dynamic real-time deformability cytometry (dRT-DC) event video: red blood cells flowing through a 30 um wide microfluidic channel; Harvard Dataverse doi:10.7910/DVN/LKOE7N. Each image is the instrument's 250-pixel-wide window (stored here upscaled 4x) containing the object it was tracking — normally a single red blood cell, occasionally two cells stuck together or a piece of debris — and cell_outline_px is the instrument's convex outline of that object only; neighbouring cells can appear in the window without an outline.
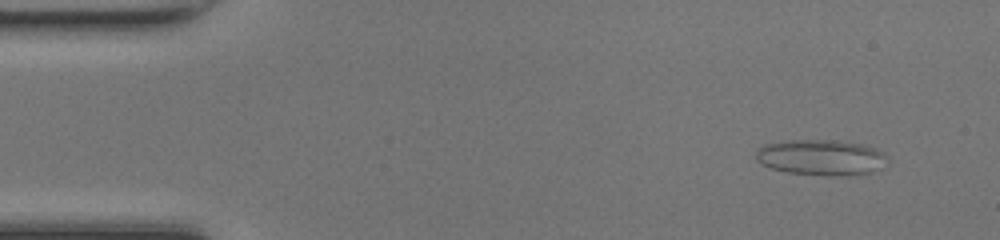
{"species": "common noctule bat (a hibernating species)", "species_latin": "Nyctalus noctula", "temperature_condition": "room temperature", "stored_images_in_passage": 48, "camera_frame_rate_fps": 3000, "um_per_image_px": 0.085, "animal": {"sex": "female", "body_mass_g": 17.0, "forearm_length_mm": 48.0}, "frame": {"image": 1, "passage_image": 4, "time_ms": 1.0, "image_size_px": [1000, 240], "cell_outline_px": [[888, 164], [884, 168], [860, 176], [824, 176], [788, 172], [772, 168], [760, 164], [756, 160], [756, 152], [764, 144], [784, 140], [840, 140], [860, 144], [876, 148], [884, 152], [888, 156]], "centroid_in_image_um": [69.88, 13.4], "position_along_channel_um": 15.1, "area_um2": 28.15}}
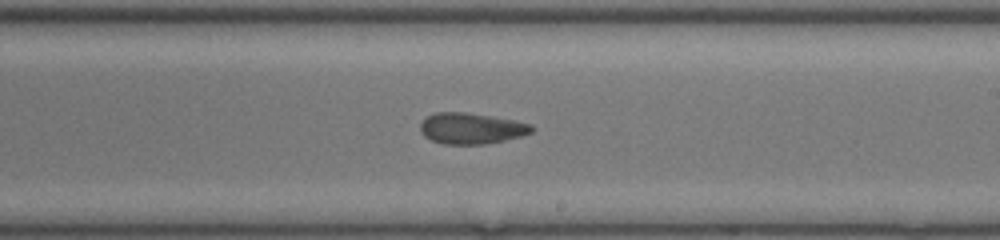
{"frame": {"image": 2, "passage_image": 28, "time_ms": 9.0, "image_size_px": [1000, 240], "cell_outline_px": [[532, 132], [520, 136], [504, 140], [484, 144], [444, 144], [432, 140], [424, 136], [420, 132], [420, 124], [424, 116], [436, 112], [464, 112], [512, 120], [532, 124]], "centroid_in_image_um": [39.99, 10.91], "position_along_channel_um": 249.0, "area_um2": 20.0}}
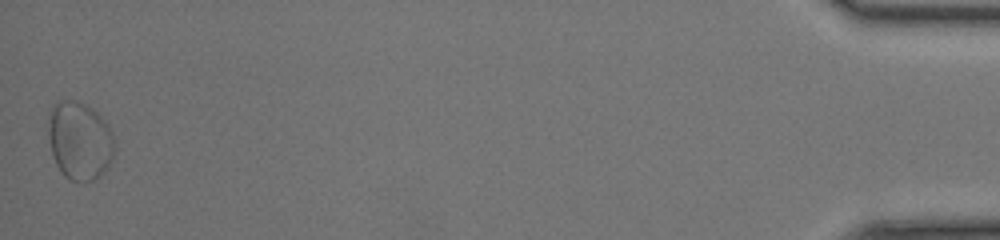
{"frame": {"image": 3, "passage_image": 48, "time_ms": 15.667, "image_size_px": [1000, 240], "cell_outline_px": [[116, 144], [108, 168], [100, 176], [92, 180], [68, 180], [60, 172], [52, 156], [48, 136], [48, 112], [60, 100], [72, 100], [84, 104], [92, 108], [108, 124], [112, 132]], "centroid_in_image_um": [6.76, 11.96], "position_along_channel_um": 428.4, "area_um2": 30.4}, "authors_computed_cell_mechanics": {"area_um2": 20.9814, "velocity_mm_per_s": 4.2441, "shape_relaxation_time_tau1_ms": 7.9291, "shape_relaxation_time_tau2_ms": 3.7056, "deformation_change_tau1": 0.1553, "deformation_change_tau2": 0.0998}}